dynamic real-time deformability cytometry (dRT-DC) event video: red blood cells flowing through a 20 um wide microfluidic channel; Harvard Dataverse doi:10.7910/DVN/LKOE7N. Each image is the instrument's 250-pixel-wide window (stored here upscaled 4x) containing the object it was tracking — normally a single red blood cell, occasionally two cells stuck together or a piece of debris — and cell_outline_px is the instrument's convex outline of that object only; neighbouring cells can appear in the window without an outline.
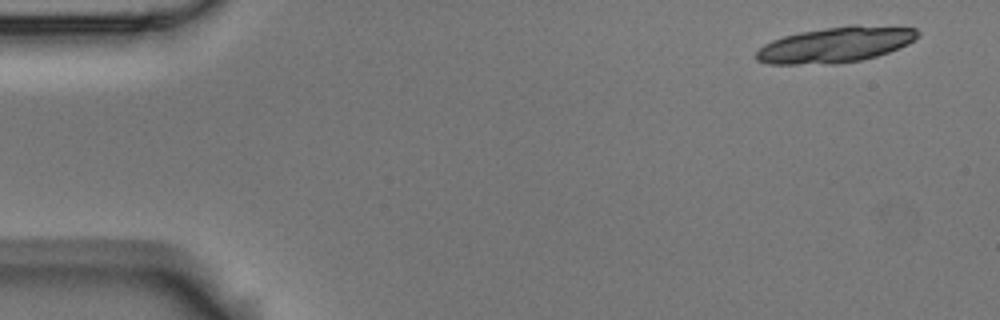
{"species": "Egyptian fruit bat (a non-hibernating species)", "species_latin": "Rousettus aegyptiacus", "temperature_condition": "room temperature", "stored_images_in_passage": 3, "camera_frame_rate_fps": 3000, "um_per_image_px": 0.085, "animal": {"sex": "male"}, "frame": {"image": 1, "passage_image": 1, "time_ms": 0.0, "image_size_px": [1000, 320], "cell_outline_px": [[920, 36], [908, 44], [888, 52], [876, 56], [860, 60], [836, 64], [768, 64], [756, 60], [752, 56], [764, 44], [772, 40], [784, 36], [800, 32], [824, 28], [852, 24], [860, 24], [916, 28], [920, 32]], "centroid_in_image_um": [71.02, 3.79], "position_along_channel_um": 14.0, "area_um2": 33.81}}